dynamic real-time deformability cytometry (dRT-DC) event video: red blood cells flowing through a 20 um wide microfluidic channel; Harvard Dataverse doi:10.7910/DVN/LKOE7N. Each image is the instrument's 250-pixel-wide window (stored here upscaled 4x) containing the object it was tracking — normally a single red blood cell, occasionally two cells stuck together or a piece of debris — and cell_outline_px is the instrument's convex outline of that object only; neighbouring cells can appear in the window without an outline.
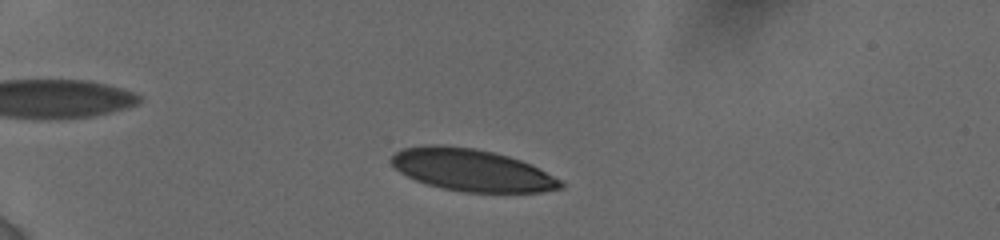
{"species": "human", "species_latin": "Homo sapiens", "temperature_condition": "cold", "stored_images_in_passage": 76, "camera_frame_rate_fps": 3000, "um_per_image_px": 0.085, "donor": {"sex": "female"}, "frame": {"image": 1, "passage_image": 13, "time_ms": 2.333, "image_size_px": [1000, 240], "cell_outline_px": [[564, 184], [560, 188], [540, 192], [464, 192], [444, 188], [428, 184], [416, 180], [400, 172], [392, 164], [392, 156], [396, 152], [404, 148], [428, 144], [444, 144], [476, 148], [508, 156], [520, 160], [560, 180]], "centroid_in_image_um": [40.06, 14.44], "position_along_channel_um": 44.9, "area_um2": 40.98}}
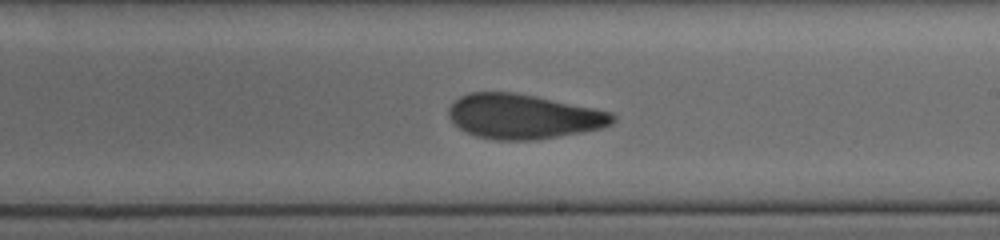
{"frame": {"image": 2, "passage_image": 47, "time_ms": 9.0, "image_size_px": [1000, 240], "cell_outline_px": [[616, 120], [612, 124], [604, 128], [532, 140], [496, 140], [476, 136], [460, 128], [448, 116], [448, 108], [460, 96], [468, 92], [512, 92], [536, 96], [612, 112], [616, 116]], "centroid_in_image_um": [44.49, 9.89], "position_along_channel_um": 244.5, "area_um2": 42.48}}
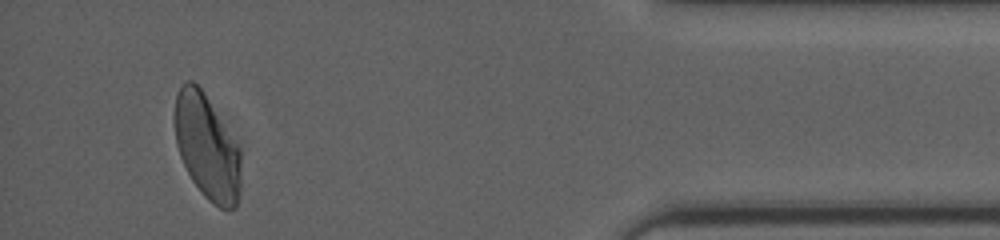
{"frame": {"image": 3, "passage_image": 72, "time_ms": 14.667, "image_size_px": [1000, 240], "cell_outline_px": [[240, 192], [236, 208], [220, 208], [208, 200], [204, 196], [192, 180], [180, 156], [176, 144], [172, 120], [172, 116], [176, 96], [180, 84], [188, 80], [192, 80], [204, 92], [240, 152]], "centroid_in_image_um": [17.53, 12.48], "position_along_channel_um": 417.7, "area_um2": 40.34}, "authors_computed_cell_mechanics": {"area_um2": 42.0206, "velocity_mm_per_s": 3.8182, "shape_relaxation_time_tau1_ms": 7.122, "shape_relaxation_time_tau2_ms": 1.7329, "deformation_change_tau1": 0.1773, "deformation_change_tau2": 0.0868}}